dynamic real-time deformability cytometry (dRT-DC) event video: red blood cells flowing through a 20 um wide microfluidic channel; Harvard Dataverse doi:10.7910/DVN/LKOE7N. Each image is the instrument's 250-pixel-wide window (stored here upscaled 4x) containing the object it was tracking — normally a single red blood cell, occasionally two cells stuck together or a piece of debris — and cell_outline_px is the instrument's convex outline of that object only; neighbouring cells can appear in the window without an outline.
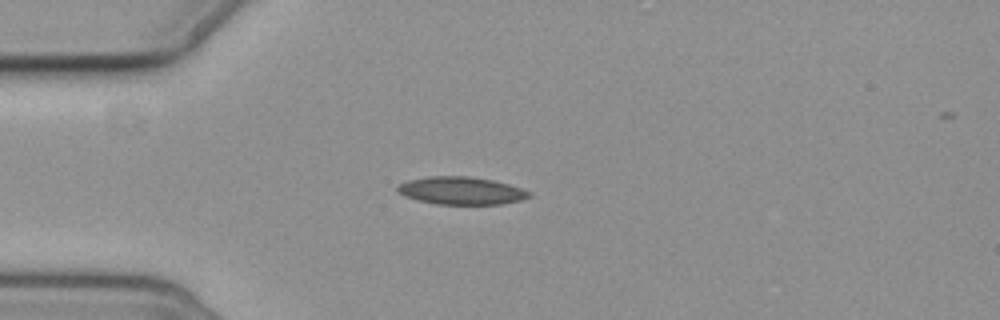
{"species": "common noctule bat (a hibernating species)", "species_latin": "Nyctalus noctula", "temperature_condition": "cold", "stored_images_in_passage": 12, "camera_frame_rate_fps": 3000, "um_per_image_px": 0.085, "animal": {"sex": "female", "body_mass_g": 19.3, "forearm_length_mm": 54.1}, "frame": {"image": 1, "passage_image": 1, "time_ms": 0.0, "image_size_px": [1000, 320], "cell_outline_px": [[532, 196], [520, 200], [504, 204], [436, 204], [404, 196], [396, 192], [396, 184], [408, 180], [428, 176], [468, 176], [492, 180], [508, 184], [532, 192]], "centroid_in_image_um": [39.17, 16.2], "position_along_channel_um": 45.8, "area_um2": 21.33}}
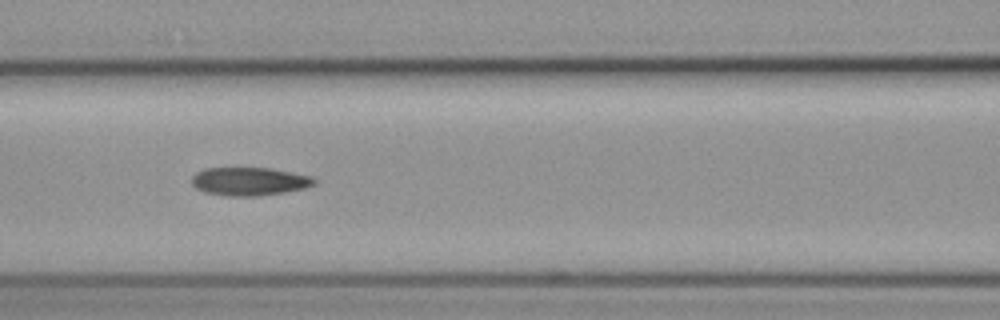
{"frame": {"image": 2, "passage_image": 4, "time_ms": 3.333, "image_size_px": [1000, 320], "cell_outline_px": [[316, 184], [304, 188], [284, 192], [260, 196], [228, 196], [204, 192], [196, 188], [192, 184], [192, 176], [196, 172], [204, 168], [272, 168], [312, 176], [316, 180]], "centroid_in_image_um": [21.2, 15.41], "position_along_channel_um": 145.4, "area_um2": 20.29}}
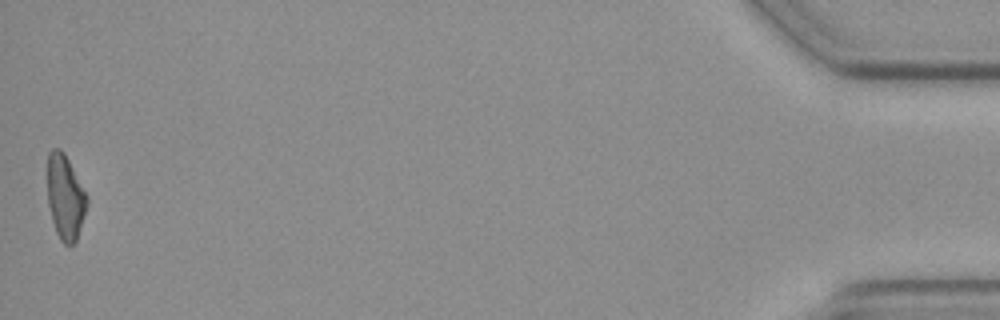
{"frame": {"image": 3, "passage_image": 12, "time_ms": 14.333, "image_size_px": [1000, 320], "cell_outline_px": [[88, 204], [76, 240], [72, 244], [64, 244], [60, 240], [56, 232], [52, 220], [48, 204], [48, 152], [52, 148], [60, 148], [64, 152], [88, 196]], "centroid_in_image_um": [5.55, 16.74], "position_along_channel_um": 429.7, "area_um2": 19.42}, "authors_computed_cell_mechanics": {"area_um2": 20.0566, "velocity_mm_per_s": 3.532, "shape_relaxation_time_tau1_ms": 7.1426, "shape_relaxation_time_tau2_ms": 11.2577, "deformation_change_tau1": 0.1897, "deformation_change_tau2": 0.2283}}